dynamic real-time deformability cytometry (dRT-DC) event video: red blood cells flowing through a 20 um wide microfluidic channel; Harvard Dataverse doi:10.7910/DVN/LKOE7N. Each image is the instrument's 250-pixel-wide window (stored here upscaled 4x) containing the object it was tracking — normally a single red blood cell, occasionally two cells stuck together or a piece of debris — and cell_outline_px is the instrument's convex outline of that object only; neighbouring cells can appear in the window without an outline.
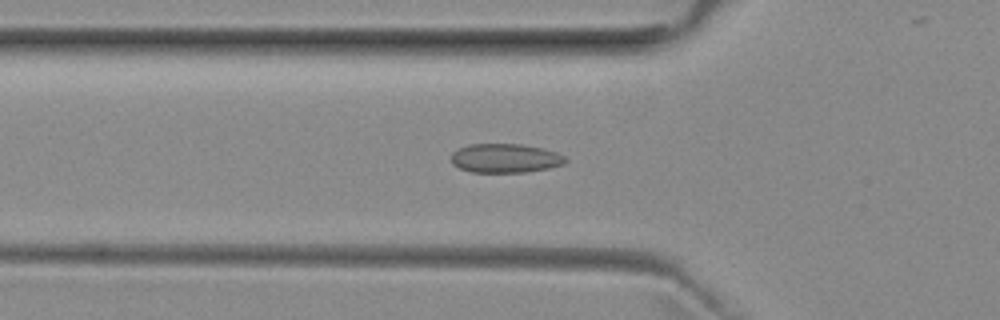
{"species": "common noctule bat (a hibernating species)", "species_latin": "Nyctalus noctula", "temperature_condition": "room temperature", "stored_images_in_passage": 46, "camera_frame_rate_fps": 3000, "um_per_image_px": 0.085, "animal": {"sex": "female", "body_mass_g": 29.2, "forearm_length_mm": 56.3}, "frame": {"image": 1, "passage_image": 17, "time_ms": 5.333, "image_size_px": [1000, 320], "cell_outline_px": [[568, 160], [564, 164], [548, 168], [524, 172], [472, 172], [460, 168], [452, 164], [452, 152], [456, 148], [468, 144], [520, 144], [544, 148], [556, 152], [564, 156]], "centroid_in_image_um": [42.93, 13.44], "position_along_channel_um": 82.9, "area_um2": 19.42}}
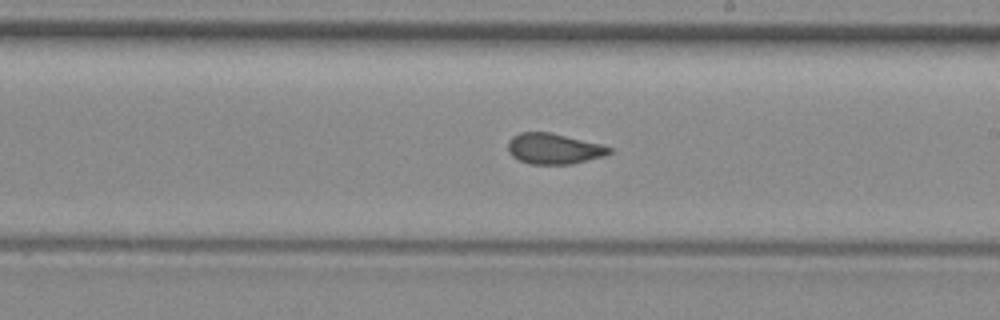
{"frame": {"image": 2, "passage_image": 29, "time_ms": 9.333, "image_size_px": [1000, 320], "cell_outline_px": [[612, 152], [604, 156], [572, 164], [532, 164], [520, 160], [512, 156], [508, 152], [508, 140], [512, 136], [520, 132], [552, 132], [600, 144], [612, 148]], "centroid_in_image_um": [47.06, 12.63], "position_along_channel_um": 241.9, "area_um2": 18.15}}
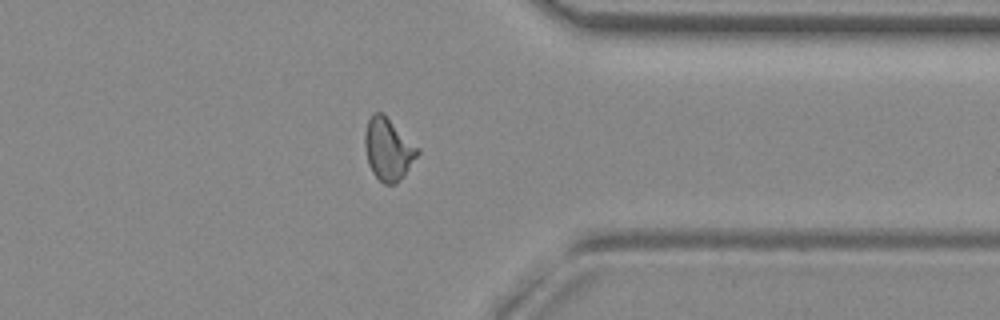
{"frame": {"image": 3, "passage_image": 40, "time_ms": 13.0, "image_size_px": [1000, 320], "cell_outline_px": [[420, 152], [404, 176], [396, 184], [384, 184], [372, 172], [368, 164], [364, 144], [364, 132], [368, 120], [372, 112], [380, 112], [420, 148]], "centroid_in_image_um": [32.99, 12.71], "position_along_channel_um": 378.4, "area_um2": 19.02}}